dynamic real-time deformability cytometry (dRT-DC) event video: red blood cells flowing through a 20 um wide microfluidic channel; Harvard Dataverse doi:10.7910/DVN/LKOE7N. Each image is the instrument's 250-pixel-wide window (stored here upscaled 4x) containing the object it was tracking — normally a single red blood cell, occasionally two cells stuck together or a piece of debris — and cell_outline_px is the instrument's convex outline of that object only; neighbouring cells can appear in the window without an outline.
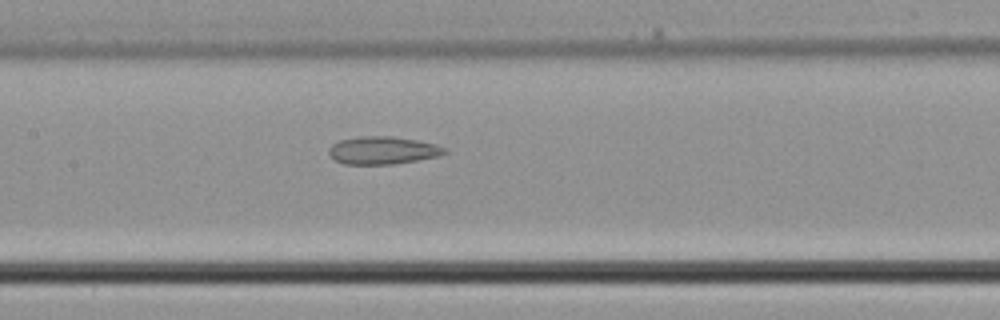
{"species": "common noctule bat (a hibernating species)", "species_latin": "Nyctalus noctula", "temperature_condition": "cold", "stored_images_in_passage": 35, "segment_of_instrument_passage": [2, 2], "camera_frame_rate_fps": 3000, "um_per_image_px": 0.085, "animal": {"sex": "male", "body_mass_g": 21.5, "forearm_length_mm": 52.0}, "frame": {"image": 1, "passage_image": 18, "time_ms": 5.667, "image_size_px": [1000, 320], "cell_outline_px": [[448, 152], [440, 156], [392, 164], [344, 164], [336, 160], [328, 152], [328, 148], [332, 144], [340, 140], [360, 136], [392, 136], [416, 140], [448, 148]], "centroid_in_image_um": [32.54, 12.77], "position_along_channel_um": 174.9, "area_um2": 18.61}}
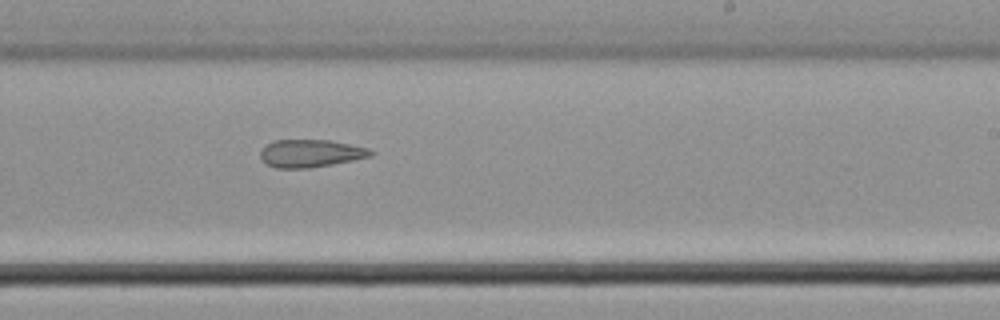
{"frame": {"image": 2, "passage_image": 23, "time_ms": 7.333, "image_size_px": [1000, 320], "cell_outline_px": [[376, 152], [372, 156], [332, 164], [308, 168], [276, 168], [268, 164], [260, 156], [260, 152], [272, 140], [328, 140], [368, 148]], "centroid_in_image_um": [26.42, 13.03], "position_along_channel_um": 262.6, "area_um2": 17.57}}
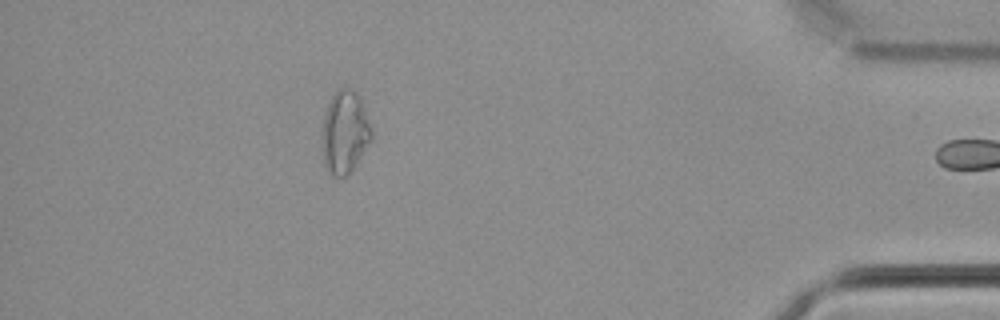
{"frame": {"image": 3, "passage_image": 34, "time_ms": 11.0, "image_size_px": [1000, 320], "cell_outline_px": [[372, 140], [356, 164], [344, 176], [332, 176], [324, 164], [324, 116], [328, 104], [336, 88], [348, 88], [360, 96], [372, 132]], "centroid_in_image_um": [29.33, 11.21], "position_along_channel_um": 405.9, "area_um2": 23.18}}